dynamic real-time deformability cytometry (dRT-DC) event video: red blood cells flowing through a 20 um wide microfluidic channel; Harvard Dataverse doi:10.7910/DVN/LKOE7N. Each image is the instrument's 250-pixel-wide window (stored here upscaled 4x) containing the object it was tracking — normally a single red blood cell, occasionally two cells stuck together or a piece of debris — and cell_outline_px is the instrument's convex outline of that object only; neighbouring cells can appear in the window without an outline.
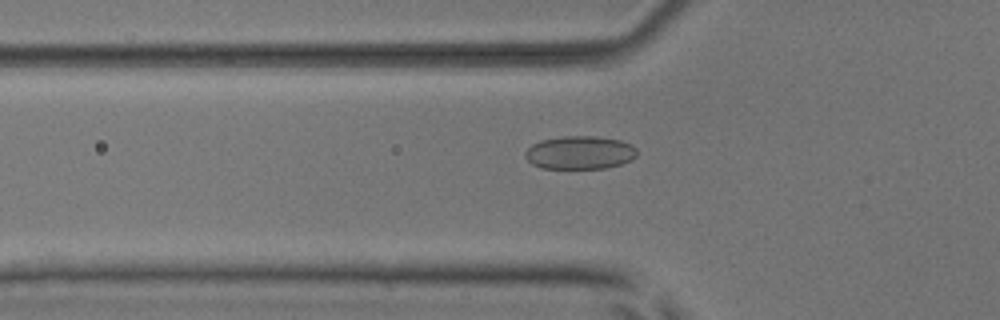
{"species": "common noctule bat (a hibernating species)", "species_latin": "Nyctalus noctula", "temperature_condition": "room temperature", "stored_images_in_passage": 52, "camera_frame_rate_fps": 3000, "um_per_image_px": 0.085, "animal": {"sex": "male", "body_mass_g": 17.9, "forearm_length_mm": 54.2}, "frame": {"image": 1, "passage_image": 17, "time_ms": 5.333, "image_size_px": [1000, 320], "cell_outline_px": [[636, 156], [632, 160], [620, 164], [604, 168], [540, 168], [532, 164], [524, 156], [524, 152], [532, 144], [540, 140], [560, 136], [596, 136], [620, 140], [632, 144], [636, 148]], "centroid_in_image_um": [49.27, 12.96], "position_along_channel_um": 76.5, "area_um2": 21.79}}
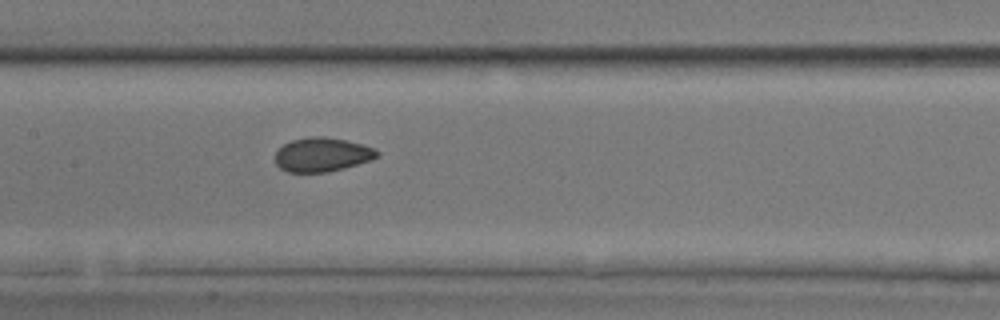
{"frame": {"image": 2, "passage_image": 25, "time_ms": 8.0, "image_size_px": [1000, 320], "cell_outline_px": [[380, 156], [372, 160], [344, 168], [328, 172], [288, 172], [280, 168], [276, 164], [276, 152], [284, 144], [292, 140], [308, 136], [324, 136], [344, 140], [376, 148], [380, 152]], "centroid_in_image_um": [27.41, 13.14], "position_along_channel_um": 180.0, "area_um2": 20.29}}
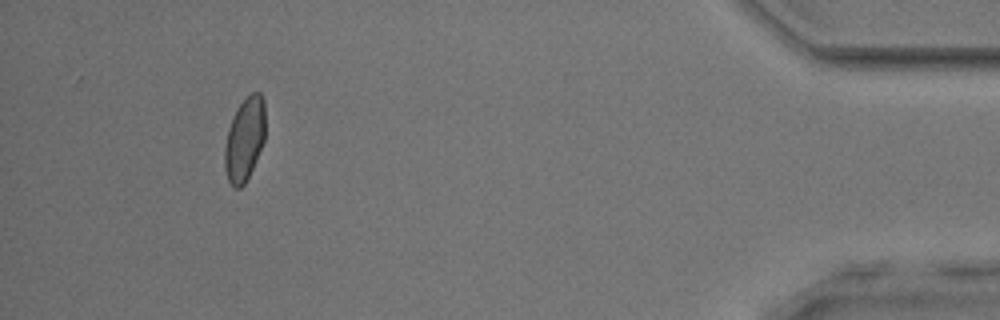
{"frame": {"image": 3, "passage_image": 48, "time_ms": 15.667, "image_size_px": [1000, 320], "cell_outline_px": [[264, 140], [252, 168], [244, 184], [240, 188], [236, 188], [228, 180], [224, 168], [224, 148], [228, 128], [232, 116], [236, 108], [252, 92], [260, 92], [264, 100]], "centroid_in_image_um": [20.77, 11.82], "position_along_channel_um": 414.4, "area_um2": 19.59}, "authors_computed_cell_mechanics": {"area_um2": 20.4612, "velocity_mm_per_s": 3.8767, "shape_relaxation_time_tau1_ms": 5.6014, "shape_relaxation_time_tau2_ms": 1.0805, "deformation_change_tau1": 0.1104, "deformation_change_tau2": 0.0519}}